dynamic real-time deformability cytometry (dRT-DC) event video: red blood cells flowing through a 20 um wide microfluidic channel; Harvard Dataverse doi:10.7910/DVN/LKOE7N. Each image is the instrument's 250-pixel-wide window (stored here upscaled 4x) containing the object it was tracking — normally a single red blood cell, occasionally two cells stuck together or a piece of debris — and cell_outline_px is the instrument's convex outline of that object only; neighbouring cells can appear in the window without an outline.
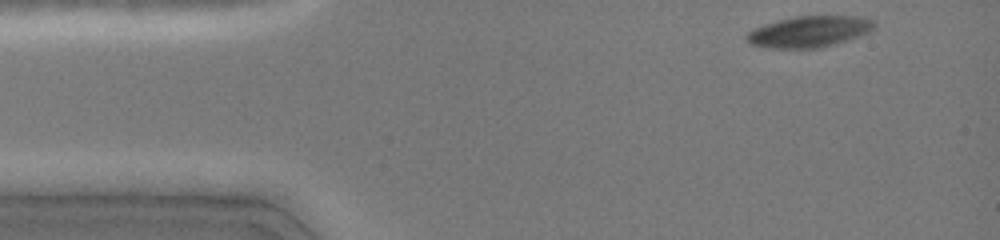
{"species": "common noctule bat (a hibernating species)", "species_latin": "Nyctalus noctula", "temperature_condition": "cold", "stored_images_in_passage": 13, "camera_frame_rate_fps": 3000, "um_per_image_px": 0.085, "animal": {"sex": "female", "body_mass_g": 19.0, "forearm_length_mm": 51.5}, "frame": {"image": 1, "passage_image": 1, "time_ms": 0.0, "image_size_px": [1000, 240], "cell_outline_px": [[876, 24], [868, 32], [820, 48], [772, 48], [752, 44], [744, 36], [748, 32], [764, 24], [796, 16], [860, 16], [872, 20]], "centroid_in_image_um": [68.76, 2.68], "position_along_channel_um": 16.2, "area_um2": 22.66}}